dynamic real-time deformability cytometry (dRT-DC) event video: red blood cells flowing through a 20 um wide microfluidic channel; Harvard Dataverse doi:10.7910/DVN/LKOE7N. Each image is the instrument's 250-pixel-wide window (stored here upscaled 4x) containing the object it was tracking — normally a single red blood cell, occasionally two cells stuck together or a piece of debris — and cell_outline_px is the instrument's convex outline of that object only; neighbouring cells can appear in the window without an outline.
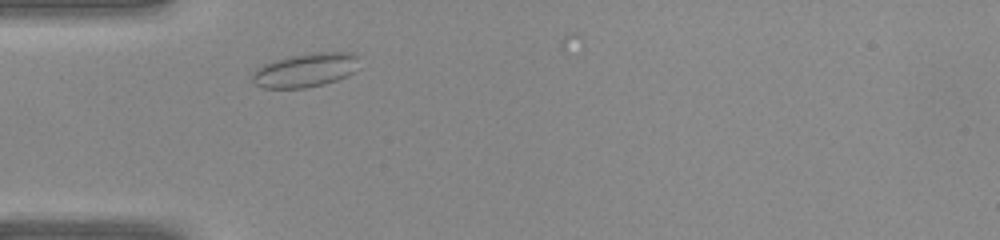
{"species": "common noctule bat (a hibernating species)", "species_latin": "Nyctalus noctula", "temperature_condition": "warm", "stored_images_in_passage": 14, "camera_frame_rate_fps": 3000, "um_per_image_px": 0.085, "animal": {"sex": "female", "body_mass_g": 22.0, "forearm_length_mm": 56.7}, "frame": {"image": 1, "passage_image": 3, "time_ms": 0.667, "image_size_px": [1000, 240], "cell_outline_px": [[360, 68], [336, 80], [324, 84], [304, 88], [264, 88], [256, 84], [252, 80], [252, 72], [256, 68], [272, 60], [288, 56], [316, 52], [356, 52], [360, 56]], "centroid_in_image_um": [26.0, 5.94], "position_along_channel_um": 59.0, "area_um2": 21.5}}
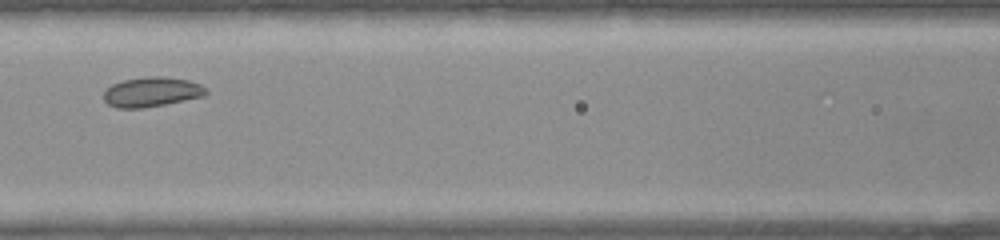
{"frame": {"image": 2, "passage_image": 9, "time_ms": 2.667, "image_size_px": [1000, 240], "cell_outline_px": [[208, 92], [204, 96], [164, 104], [140, 108], [116, 108], [108, 104], [104, 100], [104, 92], [112, 84], [124, 80], [148, 76], [164, 76], [188, 80], [200, 84]], "centroid_in_image_um": [12.88, 7.81], "position_along_channel_um": 153.7, "area_um2": 17.57}}
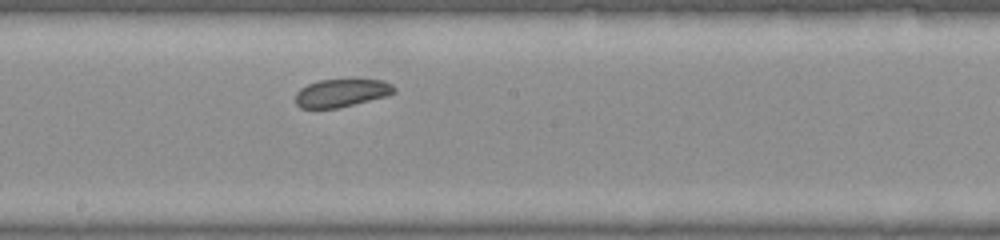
{"frame": {"image": 3, "passage_image": 13, "time_ms": 4.0, "image_size_px": [1000, 240], "cell_outline_px": [[396, 92], [388, 96], [340, 108], [300, 108], [296, 104], [296, 92], [300, 88], [316, 80], [384, 80], [392, 84], [396, 88]], "centroid_in_image_um": [29.05, 7.91], "position_along_channel_um": 219.2, "area_um2": 16.24}}